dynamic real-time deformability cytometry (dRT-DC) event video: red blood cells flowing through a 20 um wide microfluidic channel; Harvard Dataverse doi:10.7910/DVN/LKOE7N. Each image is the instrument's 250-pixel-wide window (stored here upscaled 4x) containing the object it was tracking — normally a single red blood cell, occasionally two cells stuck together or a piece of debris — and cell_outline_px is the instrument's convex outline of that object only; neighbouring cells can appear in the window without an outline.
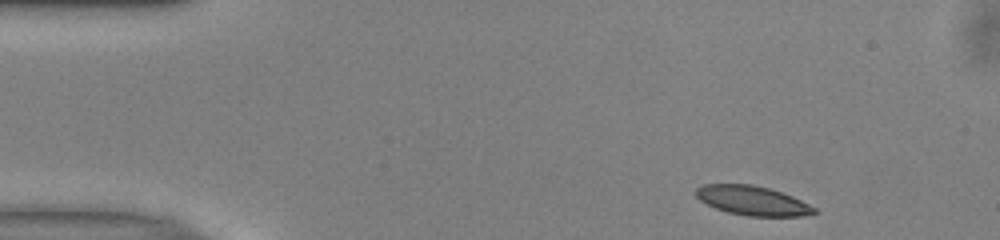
{"species": "common noctule bat (a hibernating species)", "species_latin": "Nyctalus noctula", "temperature_condition": "warm", "stored_images_in_passage": 46, "camera_frame_rate_fps": 3000, "um_per_image_px": 0.085, "animal": {"sex": "male", "body_mass_g": 13.0, "forearm_length_mm": 53.1}, "frame": {"image": 1, "passage_image": 1, "time_ms": 0.0, "image_size_px": [1000, 240], "cell_outline_px": [[820, 212], [804, 216], [748, 216], [728, 212], [716, 208], [700, 200], [696, 196], [696, 188], [704, 184], [752, 184], [768, 188], [792, 196], [816, 208]], "centroid_in_image_um": [63.98, 17.05], "position_along_channel_um": 21.0, "area_um2": 20.11}}
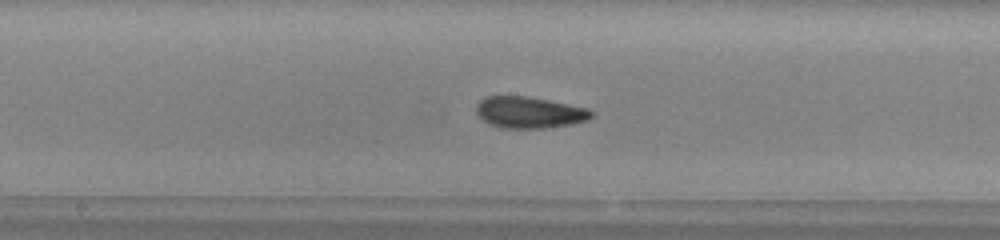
{"frame": {"image": 2, "passage_image": 21, "time_ms": 6.667, "image_size_px": [1000, 240], "cell_outline_px": [[592, 116], [588, 120], [572, 124], [548, 128], [500, 128], [488, 124], [476, 112], [476, 104], [484, 96], [528, 96], [588, 108], [592, 112]], "centroid_in_image_um": [44.97, 9.56], "position_along_channel_um": 203.2, "area_um2": 21.21}}
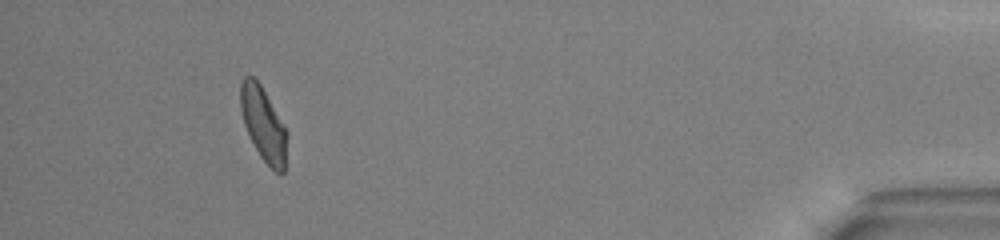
{"frame": {"image": 3, "passage_image": 42, "time_ms": 13.667, "image_size_px": [1000, 240], "cell_outline_px": [[288, 132], [284, 172], [276, 172], [260, 156], [244, 124], [240, 108], [240, 84], [244, 76], [252, 76], [260, 84]], "centroid_in_image_um": [22.39, 10.53], "position_along_channel_um": 412.8, "area_um2": 19.65}, "authors_computed_cell_mechanics": {"area_um2": 20.5768, "velocity_mm_per_s": 3.9764, "shape_relaxation_time_tau1_ms": 5.6929, "shape_relaxation_time_tau2_ms": 1.3485, "deformation_change_tau1": 0.1416, "deformation_change_tau2": 0.0651}}